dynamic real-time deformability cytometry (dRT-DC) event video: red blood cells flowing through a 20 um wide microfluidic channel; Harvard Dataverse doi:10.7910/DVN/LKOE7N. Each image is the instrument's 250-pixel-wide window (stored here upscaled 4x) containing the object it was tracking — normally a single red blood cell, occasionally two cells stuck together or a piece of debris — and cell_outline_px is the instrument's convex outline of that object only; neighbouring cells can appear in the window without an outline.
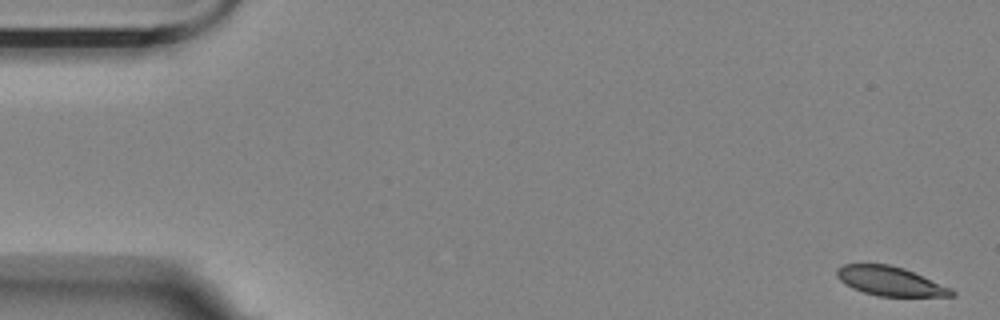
{"species": "Egyptian fruit bat (a non-hibernating species)", "species_latin": "Rousettus aegyptiacus", "temperature_condition": "room temperature", "stored_images_in_passage": 56, "camera_frame_rate_fps": 3000, "um_per_image_px": 0.085, "animal": {"sex": "female"}, "frame": {"image": 1, "passage_image": 1, "time_ms": 0.0, "image_size_px": [1000, 320], "cell_outline_px": [[956, 296], [876, 296], [852, 288], [844, 284], [836, 276], [836, 268], [844, 264], [888, 264], [904, 268], [952, 288], [956, 292]], "centroid_in_image_um": [75.66, 23.9], "position_along_channel_um": 9.3, "area_um2": 19.59}}
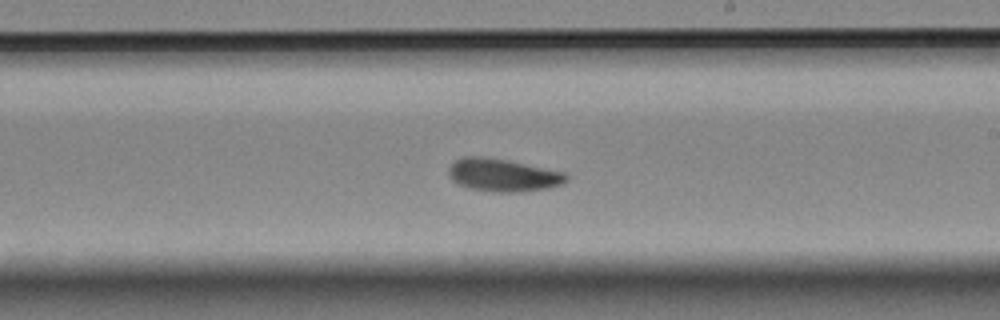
{"frame": {"image": 2, "passage_image": 32, "time_ms": 10.333, "image_size_px": [1000, 320], "cell_outline_px": [[568, 180], [564, 184], [544, 188], [520, 192], [492, 192], [468, 188], [456, 184], [448, 176], [448, 168], [456, 160], [464, 156], [484, 156], [508, 160], [564, 172], [568, 176]], "centroid_in_image_um": [42.71, 14.88], "position_along_channel_um": 246.3, "area_um2": 22.66}}
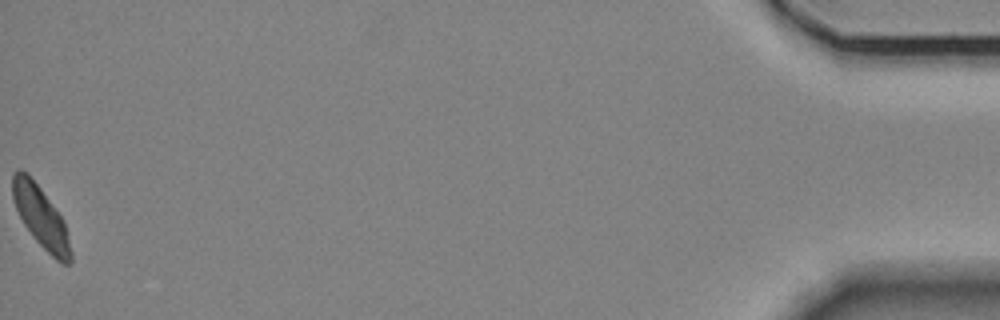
{"frame": {"image": 3, "passage_image": 56, "time_ms": 18.333, "image_size_px": [1000, 320], "cell_outline_px": [[72, 260], [68, 264], [60, 264], [32, 236], [24, 224], [12, 200], [12, 172], [16, 168], [20, 168], [28, 172], [64, 220], [72, 252]], "centroid_in_image_um": [3.46, 18.41], "position_along_channel_um": 431.7, "area_um2": 20.87}, "authors_computed_cell_mechanics": {"area_um2": 21.5016, "velocity_mm_per_s": 3.5395, "shape_relaxation_time_tau1_ms": 2.695, "shape_relaxation_time_tau2_ms": 3.1238, "deformation_change_tau1": 0.0885, "deformation_change_tau2": 0.0765}}